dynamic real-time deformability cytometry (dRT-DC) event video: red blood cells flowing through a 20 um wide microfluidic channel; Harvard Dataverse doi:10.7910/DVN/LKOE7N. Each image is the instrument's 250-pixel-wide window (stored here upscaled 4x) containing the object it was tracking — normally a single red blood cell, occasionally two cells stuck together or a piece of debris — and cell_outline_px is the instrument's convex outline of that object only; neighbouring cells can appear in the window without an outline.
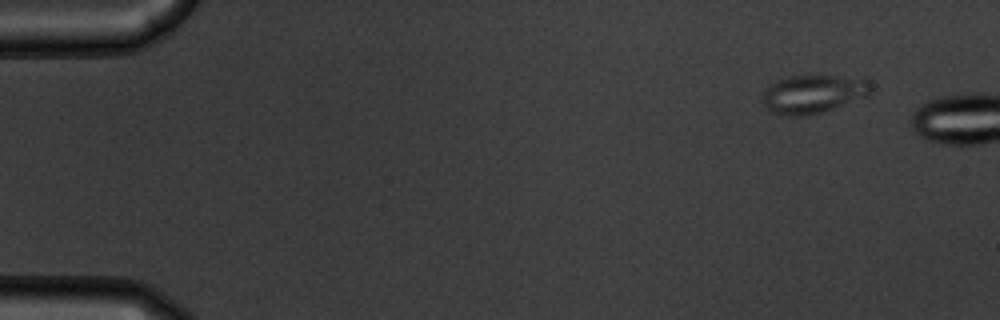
{"species": "common noctule bat (a hibernating species)", "species_latin": "Nyctalus noctula", "temperature_condition": "warm", "stored_images_in_passage": 5, "camera_frame_rate_fps": 3000, "um_per_image_px": 0.085, "animal": {"sex": "male", "body_mass_g": 19.5, "forearm_length_mm": 54.6}, "frame": {"image": 1, "passage_image": 1, "time_ms": 0.0, "image_size_px": [1000, 320], "cell_outline_px": [[872, 92], [868, 96], [824, 112], [808, 116], [780, 116], [772, 112], [760, 100], [760, 92], [764, 88], [788, 76], [808, 72], [816, 72], [868, 76], [872, 84]], "centroid_in_image_um": [69.2, 7.91], "position_along_channel_um": 15.8, "area_um2": 26.41}}